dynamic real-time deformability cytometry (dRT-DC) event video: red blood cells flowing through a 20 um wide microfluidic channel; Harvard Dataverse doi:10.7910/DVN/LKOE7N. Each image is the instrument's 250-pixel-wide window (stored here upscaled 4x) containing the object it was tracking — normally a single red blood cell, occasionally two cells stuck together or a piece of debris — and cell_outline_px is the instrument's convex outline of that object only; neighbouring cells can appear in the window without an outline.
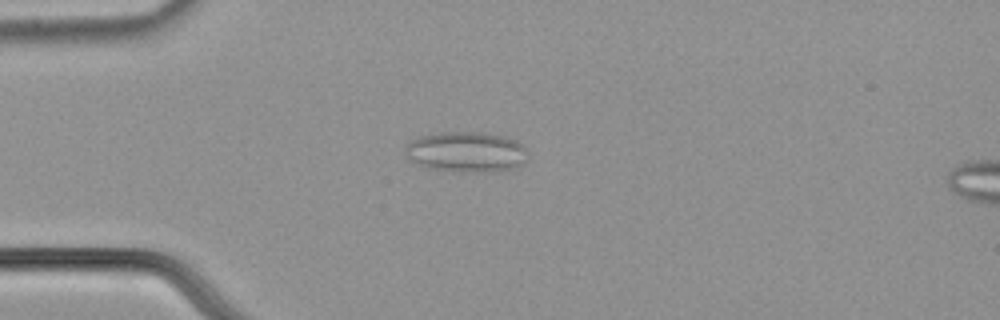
{"species": "common noctule bat (a hibernating species)", "species_latin": "Nyctalus noctula", "temperature_condition": "cold", "stored_images_in_passage": 51, "camera_frame_rate_fps": 3000, "um_per_image_px": 0.085, "animal": {"sex": "male", "body_mass_g": 21.5, "forearm_length_mm": 52.0}, "frame": {"image": 1, "passage_image": 16, "time_ms": 5.0, "image_size_px": [1000, 320], "cell_outline_px": [[528, 160], [524, 164], [512, 168], [480, 172], [428, 168], [408, 160], [404, 148], [412, 140], [420, 136], [444, 132], [476, 132], [500, 136], [516, 140], [528, 152]], "centroid_in_image_um": [39.63, 12.91], "position_along_channel_um": 45.4, "area_um2": 28.5}}
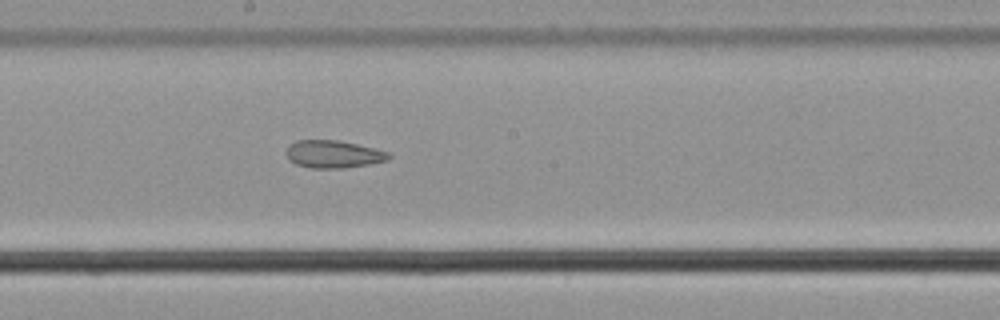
{"frame": {"image": 2, "passage_image": 32, "time_ms": 10.333, "image_size_px": [1000, 320], "cell_outline_px": [[392, 156], [388, 160], [368, 164], [344, 168], [312, 168], [296, 164], [288, 160], [288, 144], [296, 140], [336, 140], [356, 144], [388, 152]], "centroid_in_image_um": [28.32, 13.1], "position_along_channel_um": 219.9, "area_um2": 16.3}}
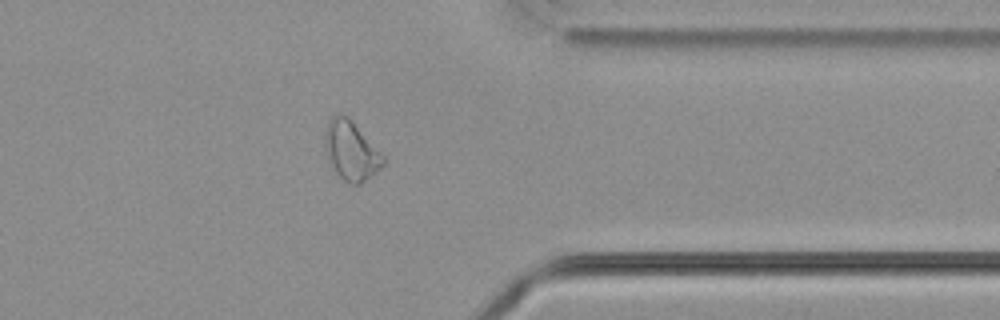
{"frame": {"image": 3, "passage_image": 46, "time_ms": 15.0, "image_size_px": [1000, 320], "cell_outline_px": [[384, 164], [360, 184], [352, 184], [344, 180], [336, 172], [328, 160], [324, 144], [324, 132], [328, 120], [332, 116], [348, 116], [384, 156]], "centroid_in_image_um": [29.81, 12.8], "position_along_channel_um": 381.6, "area_um2": 19.65}, "authors_computed_cell_mechanics": {"area_um2": 19.652, "velocity_mm_per_s": 3.653, "shape_relaxation_time_tau1_ms": null, "shape_relaxation_time_tau2_ms": 9.7883, "deformation_change_tau1": null, "deformation_change_tau2": 0.1771}}